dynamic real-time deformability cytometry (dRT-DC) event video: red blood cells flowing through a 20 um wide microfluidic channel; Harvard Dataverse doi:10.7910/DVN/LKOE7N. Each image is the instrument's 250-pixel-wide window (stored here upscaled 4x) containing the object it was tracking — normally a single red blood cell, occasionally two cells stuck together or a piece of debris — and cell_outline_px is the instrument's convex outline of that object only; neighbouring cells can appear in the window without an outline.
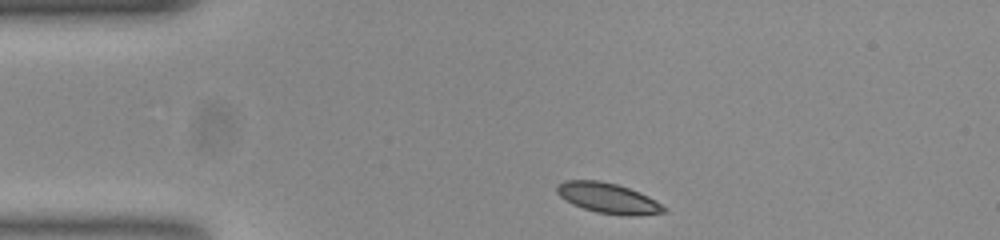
{"species": "common noctule bat (a hibernating species)", "species_latin": "Nyctalus noctula", "temperature_condition": "room temperature", "stored_images_in_passage": 37, "camera_frame_rate_fps": 3000, "um_per_image_px": 0.085, "animal": {"sex": "female", "body_mass_g": 23.0, "forearm_length_mm": 53.4}, "frame": {"image": 1, "passage_image": 1, "time_ms": 0.0, "image_size_px": [1000, 240], "cell_outline_px": [[668, 208], [664, 212], [628, 216], [596, 212], [572, 204], [560, 196], [556, 192], [556, 188], [564, 180], [596, 180], [616, 184], [640, 192], [648, 196]], "centroid_in_image_um": [51.68, 16.84], "position_along_channel_um": 33.3, "area_um2": 18.67}}
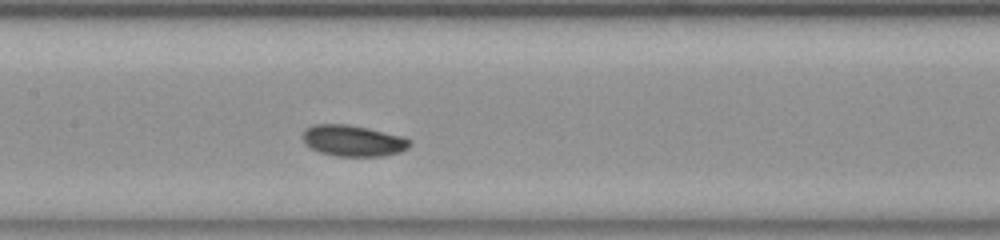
{"frame": {"image": 2, "passage_image": 16, "time_ms": 5.0, "image_size_px": [1000, 240], "cell_outline_px": [[412, 144], [408, 148], [400, 152], [380, 156], [336, 156], [320, 152], [304, 144], [304, 128], [312, 124], [348, 124], [368, 128], [400, 136], [412, 140]], "centroid_in_image_um": [30.01, 11.95], "position_along_channel_um": 177.4, "area_um2": 19.42}}
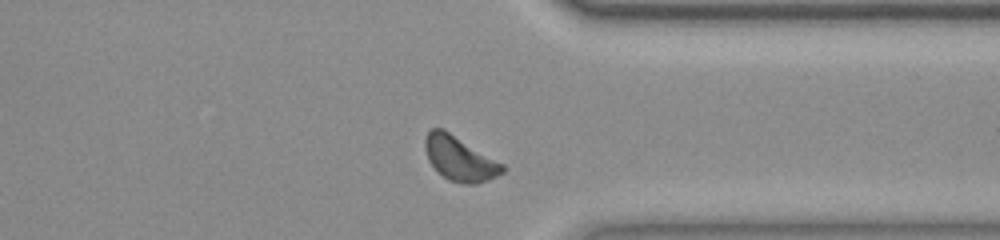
{"frame": {"image": 3, "passage_image": 32, "time_ms": 10.333, "image_size_px": [1000, 240], "cell_outline_px": [[504, 172], [488, 180], [476, 184], [460, 184], [448, 180], [428, 160], [424, 148], [424, 140], [428, 132], [432, 128], [444, 128], [504, 164]], "centroid_in_image_um": [39.07, 13.47], "position_along_channel_um": 372.3, "area_um2": 20.11}, "authors_computed_cell_mechanics": {"area_um2": 19.0162, "velocity_mm_per_s": 3.7233, "shape_relaxation_time_tau1_ms": 1.1009, "shape_relaxation_time_tau2_ms": 10.5998, "deformation_change_tau1": 0.0494, "deformation_change_tau2": 0.1314}}